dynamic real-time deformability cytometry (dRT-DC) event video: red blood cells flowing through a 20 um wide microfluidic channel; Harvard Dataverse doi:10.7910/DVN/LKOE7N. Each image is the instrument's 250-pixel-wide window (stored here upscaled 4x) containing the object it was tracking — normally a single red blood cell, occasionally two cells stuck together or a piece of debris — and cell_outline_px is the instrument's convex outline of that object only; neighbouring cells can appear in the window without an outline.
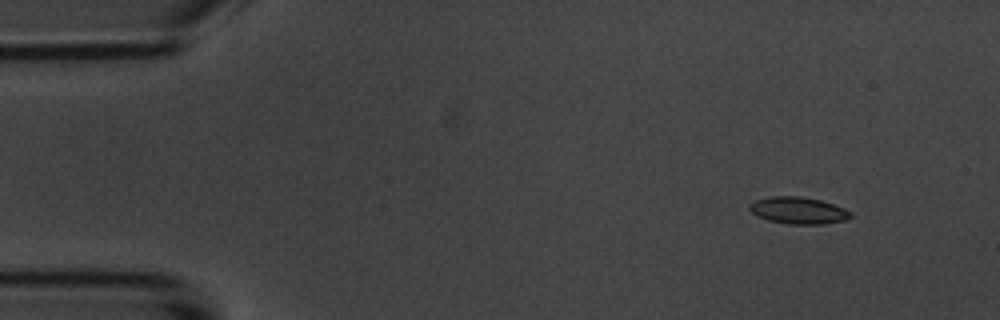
{"species": "common noctule bat (a hibernating species)", "species_latin": "Nyctalus noctula", "temperature_condition": "room temperature", "stored_images_in_passage": 4, "camera_frame_rate_fps": 3000, "um_per_image_px": 0.085, "animal": {"sex": "male", "body_mass_g": 20.1, "forearm_length_mm": 53.5}, "frame": {"image": 1, "passage_image": 1, "time_ms": 0.0, "image_size_px": [1000, 320], "cell_outline_px": [[852, 216], [844, 220], [824, 224], [788, 224], [768, 220], [756, 216], [748, 208], [748, 204], [756, 200], [772, 196], [800, 196], [820, 200], [844, 208], [852, 212]], "centroid_in_image_um": [67.83, 17.89], "position_along_channel_um": 17.2, "area_um2": 15.84}}
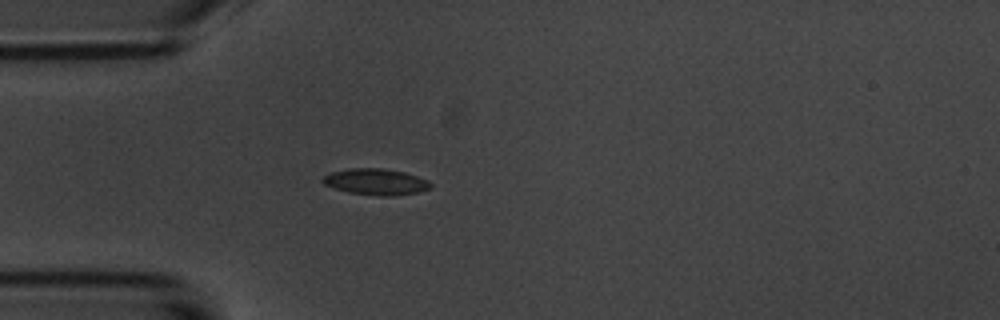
{"frame": {"image": 2, "passage_image": 4, "time_ms": 3.333, "image_size_px": [1000, 320], "cell_outline_px": [[432, 188], [416, 192], [392, 196], [380, 196], [348, 192], [324, 184], [320, 180], [324, 176], [332, 172], [348, 168], [380, 168], [404, 172], [428, 180], [432, 184]], "centroid_in_image_um": [31.95, 15.45], "position_along_channel_um": 53.1, "area_um2": 16.36}}